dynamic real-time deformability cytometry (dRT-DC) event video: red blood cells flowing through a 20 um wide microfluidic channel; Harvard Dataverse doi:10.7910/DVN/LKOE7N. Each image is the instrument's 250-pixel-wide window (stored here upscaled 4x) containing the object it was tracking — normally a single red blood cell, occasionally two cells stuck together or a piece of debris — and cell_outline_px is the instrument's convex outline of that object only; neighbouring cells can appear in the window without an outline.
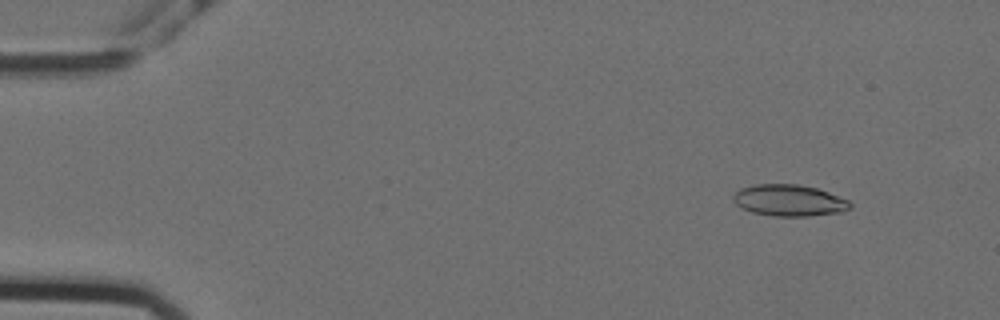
{"species": "Egyptian fruit bat (a non-hibernating species)", "species_latin": "Rousettus aegyptiacus", "temperature_condition": "cold", "stored_images_in_passage": 13, "camera_frame_rate_fps": 3000, "um_per_image_px": 0.085, "animal": {"sex": "female"}, "frame": {"image": 1, "passage_image": 6, "time_ms": 1.667, "image_size_px": [1000, 320], "cell_outline_px": [[852, 208], [844, 212], [808, 216], [772, 216], [752, 212], [736, 204], [732, 200], [732, 196], [740, 188], [756, 184], [796, 184], [816, 188], [828, 192], [848, 200], [852, 204]], "centroid_in_image_um": [67.09, 17.04], "position_along_channel_um": 17.9, "area_um2": 21.5}}